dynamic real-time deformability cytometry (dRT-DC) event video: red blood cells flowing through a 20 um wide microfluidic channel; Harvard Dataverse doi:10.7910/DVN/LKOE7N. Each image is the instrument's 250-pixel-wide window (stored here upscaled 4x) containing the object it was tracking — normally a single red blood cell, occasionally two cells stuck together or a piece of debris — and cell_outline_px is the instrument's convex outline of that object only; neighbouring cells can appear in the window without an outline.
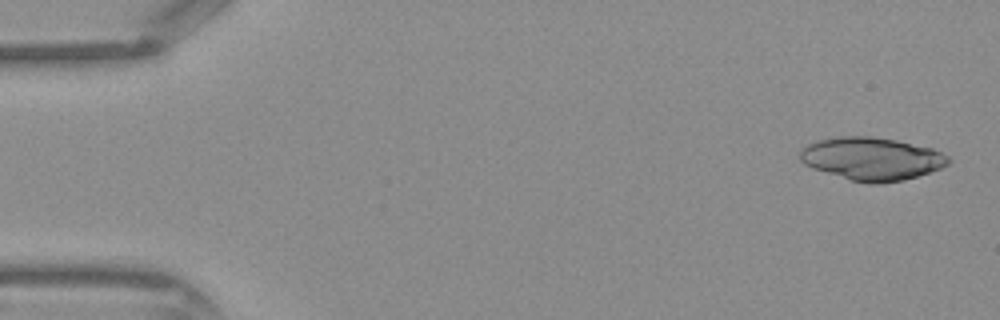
{"species": "Egyptian fruit bat (a non-hibernating species)", "species_latin": "Rousettus aegyptiacus", "temperature_condition": "warm", "stored_images_in_passage": 43, "camera_frame_rate_fps": 3000, "um_per_image_px": 0.085, "frame": {"image": 1, "passage_image": 2, "time_ms": 0.333, "image_size_px": [1000, 320], "cell_outline_px": [[952, 160], [948, 164], [940, 168], [904, 180], [880, 184], [872, 184], [852, 180], [812, 168], [804, 164], [800, 160], [800, 152], [808, 144], [816, 140], [840, 136], [872, 136], [896, 140], [932, 148], [948, 156]], "centroid_in_image_um": [74.1, 13.49], "position_along_channel_um": 10.9, "area_um2": 36.93}}